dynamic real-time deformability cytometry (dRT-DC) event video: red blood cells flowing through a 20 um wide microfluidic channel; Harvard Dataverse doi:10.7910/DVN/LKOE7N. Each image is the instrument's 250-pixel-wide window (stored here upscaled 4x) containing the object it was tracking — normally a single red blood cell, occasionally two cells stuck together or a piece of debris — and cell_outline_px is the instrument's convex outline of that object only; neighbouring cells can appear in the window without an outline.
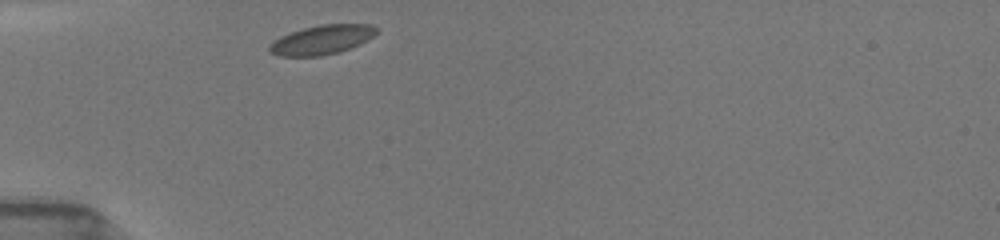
{"species": "common noctule bat (a hibernating species)", "species_latin": "Nyctalus noctula", "temperature_condition": "room temperature", "stored_images_in_passage": 30, "camera_frame_rate_fps": 3000, "um_per_image_px": 0.085, "animal": {"sex": "female", "body_mass_g": 19.5, "forearm_length_mm": 54.1}, "frame": {"image": 1, "passage_image": 1, "time_ms": 0.0, "image_size_px": [1000, 240], "cell_outline_px": [[376, 32], [368, 40], [360, 44], [340, 52], [320, 56], [276, 56], [268, 52], [268, 44], [280, 36], [304, 28], [320, 24], [372, 24], [376, 28]], "centroid_in_image_um": [27.31, 3.39], "position_along_channel_um": 57.7, "area_um2": 18.38}}
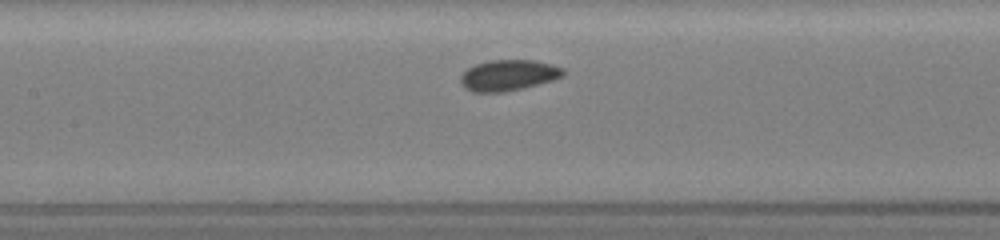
{"frame": {"image": 2, "passage_image": 10, "time_ms": 3.0, "image_size_px": [1000, 240], "cell_outline_px": [[564, 76], [552, 80], [524, 88], [504, 92], [472, 92], [464, 88], [460, 84], [460, 76], [468, 68], [476, 64], [492, 60], [532, 60], [552, 64], [564, 68]], "centroid_in_image_um": [43.2, 6.4], "position_along_channel_um": 164.2, "area_um2": 18.55}}
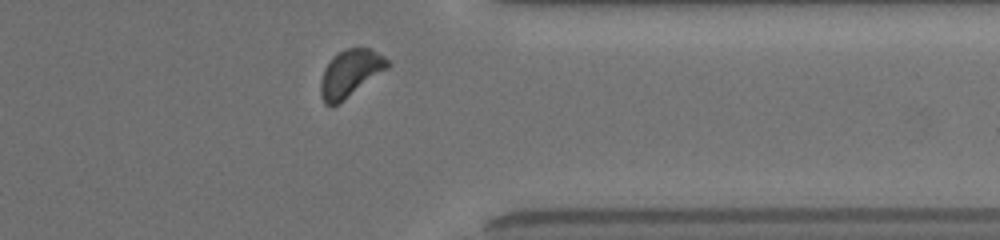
{"frame": {"image": 3, "passage_image": 27, "time_ms": 8.667, "image_size_px": [1000, 240], "cell_outline_px": [[392, 64], [388, 68], [332, 108], [324, 104], [320, 96], [320, 80], [324, 68], [332, 56], [336, 52], [344, 48], [368, 48], [384, 56]], "centroid_in_image_um": [29.73, 6.23], "position_along_channel_um": 381.7, "area_um2": 18.55}, "authors_computed_cell_mechanics": {"area_um2": 18.2359, "velocity_mm_per_s": 3.9168, "shape_relaxation_time_tau1_ms": 1.5318, "shape_relaxation_time_tau2_ms": 7.8097, "deformation_change_tau1": 0.0502, "deformation_change_tau2": 0.0922}}